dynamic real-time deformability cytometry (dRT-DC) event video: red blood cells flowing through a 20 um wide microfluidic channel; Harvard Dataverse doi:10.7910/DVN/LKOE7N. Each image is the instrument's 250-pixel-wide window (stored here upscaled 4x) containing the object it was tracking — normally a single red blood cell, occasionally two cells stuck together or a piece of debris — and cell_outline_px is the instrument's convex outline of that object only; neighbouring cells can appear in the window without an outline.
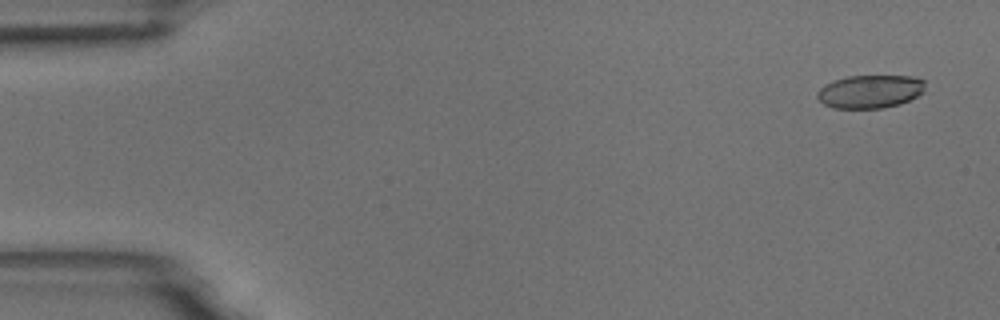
{"species": "common noctule bat (a hibernating species)", "species_latin": "Nyctalus noctula", "temperature_condition": "room temperature", "stored_images_in_passage": 54, "camera_frame_rate_fps": 3000, "um_per_image_px": 0.085, "animal": {"sex": "male", "body_mass_g": 18.8}, "frame": {"image": 1, "passage_image": 3, "time_ms": 0.667, "image_size_px": [1000, 320], "cell_outline_px": [[924, 92], [900, 104], [880, 108], [832, 108], [824, 104], [816, 96], [816, 92], [824, 84], [848, 76], [912, 76], [924, 80]], "centroid_in_image_um": [73.94, 7.78], "position_along_channel_um": 11.1, "area_um2": 20.81}}
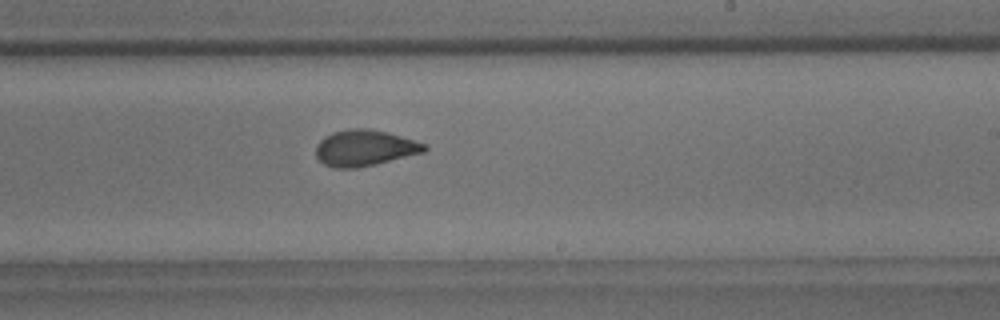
{"frame": {"image": 2, "passage_image": 33, "time_ms": 10.667, "image_size_px": [1000, 320], "cell_outline_px": [[428, 148], [424, 152], [376, 164], [356, 168], [332, 168], [324, 164], [316, 156], [316, 144], [324, 136], [332, 132], [348, 128], [364, 128], [388, 132], [428, 144]], "centroid_in_image_um": [30.99, 12.57], "position_along_channel_um": 258.0, "area_um2": 23.0}}
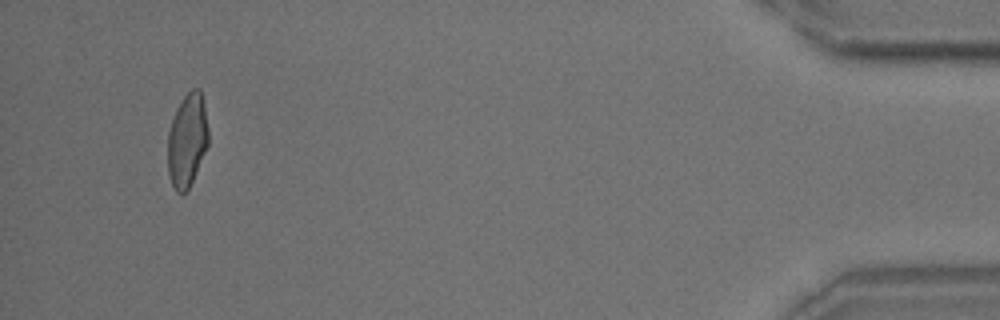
{"frame": {"image": 3, "passage_image": 52, "time_ms": 17.0, "image_size_px": [1000, 320], "cell_outline_px": [[208, 144], [192, 180], [188, 188], [184, 192], [176, 192], [172, 184], [168, 172], [168, 132], [176, 108], [180, 100], [192, 88], [200, 88], [204, 104], [208, 128]], "centroid_in_image_um": [15.9, 11.87], "position_along_channel_um": 419.3, "area_um2": 21.91}, "authors_computed_cell_mechanics": {"area_um2": 22.5131, "velocity_mm_per_s": 3.7167, "shape_relaxation_time_tau1_ms": 6.7024, "shape_relaxation_time_tau2_ms": 1.1336, "deformation_change_tau1": 0.1861, "deformation_change_tau2": 0.0672}}